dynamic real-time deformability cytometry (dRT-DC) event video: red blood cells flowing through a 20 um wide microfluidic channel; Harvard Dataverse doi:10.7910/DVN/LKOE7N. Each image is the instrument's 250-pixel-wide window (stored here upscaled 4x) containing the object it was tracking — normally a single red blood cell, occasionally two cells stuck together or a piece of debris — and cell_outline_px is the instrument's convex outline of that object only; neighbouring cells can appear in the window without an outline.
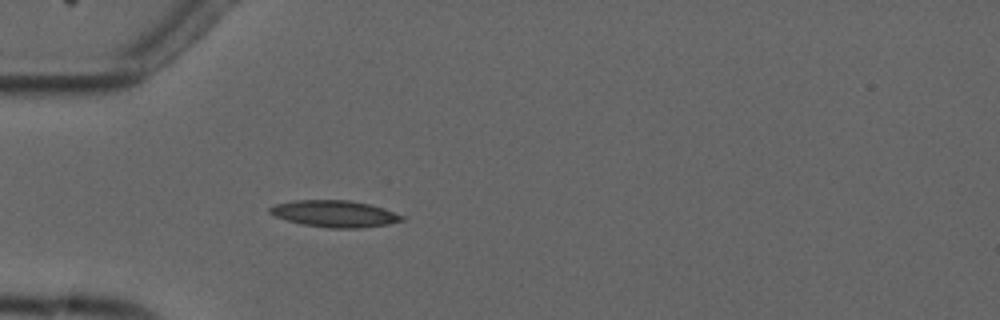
{"species": "common noctule bat (a hibernating species)", "species_latin": "Nyctalus noctula", "temperature_condition": "cold", "stored_images_in_passage": 4, "camera_frame_rate_fps": 3000, "um_per_image_px": 0.085, "animal": {"sex": "male", "forearm_length_mm": 52.5}, "frame": {"image": 1, "passage_image": 4, "time_ms": 3.667, "image_size_px": [1000, 320], "cell_outline_px": [[408, 216], [404, 220], [388, 224], [360, 228], [328, 228], [300, 224], [276, 216], [268, 212], [268, 208], [276, 204], [296, 200], [348, 200], [368, 204]], "centroid_in_image_um": [28.47, 18.17], "position_along_channel_um": 56.5, "area_um2": 20.52}}